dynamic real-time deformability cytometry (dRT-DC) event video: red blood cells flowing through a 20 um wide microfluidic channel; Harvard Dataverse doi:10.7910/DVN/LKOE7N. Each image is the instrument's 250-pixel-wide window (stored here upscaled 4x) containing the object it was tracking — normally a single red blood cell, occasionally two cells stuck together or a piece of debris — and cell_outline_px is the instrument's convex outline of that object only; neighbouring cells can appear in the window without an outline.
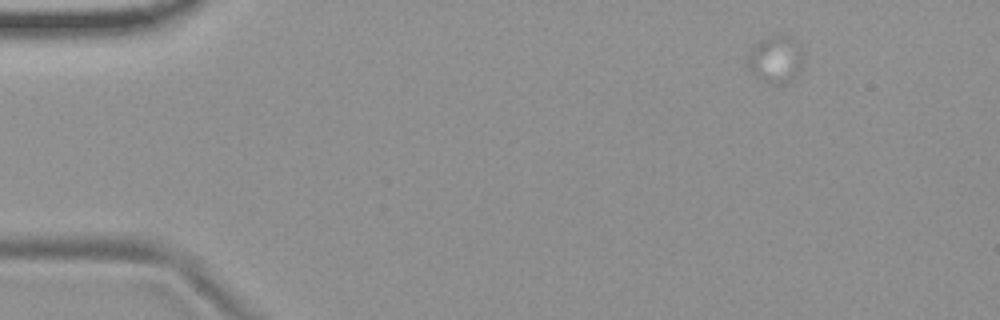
{"species": "common noctule bat (a hibernating species)", "species_latin": "Nyctalus noctula", "temperature_condition": "room temperature", "stored_images_in_passage": 4, "camera_frame_rate_fps": 3000, "um_per_image_px": 0.085, "animal": {"sex": "female", "body_mass_g": 19.9}, "frame": {"image": 1, "passage_image": 1, "time_ms": 0.0, "image_size_px": [1000, 320], "cell_outline_px": [[800, 72], [788, 80], [780, 84], [772, 84], [756, 76], [748, 68], [748, 60], [752, 48], [760, 40], [768, 36], [784, 36], [796, 44], [800, 52]], "centroid_in_image_um": [65.87, 5.07], "position_along_channel_um": 19.1, "area_um2": 14.28}}
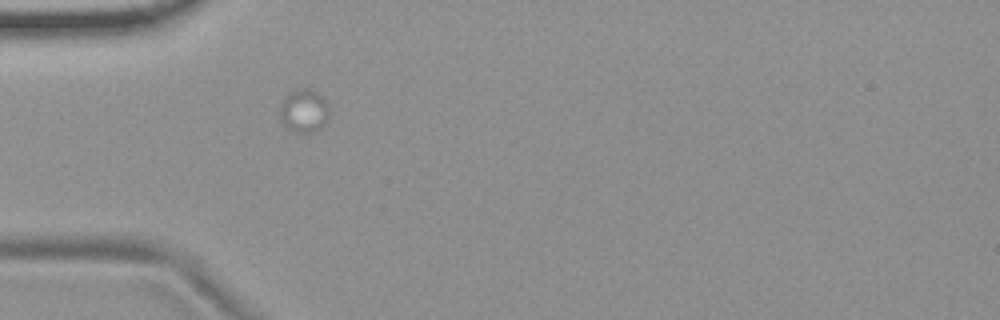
{"frame": {"image": 2, "passage_image": 4, "time_ms": 1.0, "image_size_px": [1000, 320], "cell_outline_px": [[328, 112], [324, 124], [320, 128], [312, 132], [296, 132], [284, 124], [280, 116], [280, 104], [292, 92], [304, 88], [308, 88], [316, 92], [328, 104]], "centroid_in_image_um": [25.84, 9.43], "position_along_channel_um": 59.2, "area_um2": 11.85}}